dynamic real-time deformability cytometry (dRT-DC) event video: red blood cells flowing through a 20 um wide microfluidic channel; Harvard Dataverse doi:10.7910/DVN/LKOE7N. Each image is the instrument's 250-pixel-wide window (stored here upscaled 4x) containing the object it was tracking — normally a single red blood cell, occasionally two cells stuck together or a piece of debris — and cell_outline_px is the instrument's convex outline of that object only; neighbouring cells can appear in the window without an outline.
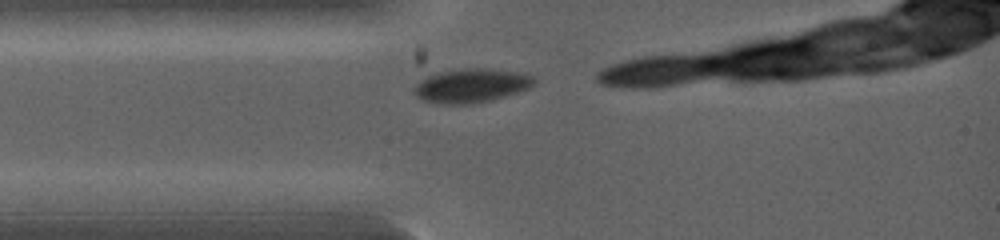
{"species": "common noctule bat (a hibernating species)", "species_latin": "Nyctalus noctula", "temperature_condition": "warm", "stored_images_in_passage": 4, "camera_frame_rate_fps": 5000, "um_per_image_px": 0.085, "animal": {"sex": "female", "body_mass_g": 19.0, "forearm_length_mm": 53.3}, "frame": {"image": 1, "passage_image": 1, "time_ms": 0.0, "image_size_px": [1000, 240], "cell_outline_px": [[536, 84], [528, 88], [492, 100], [472, 104], [436, 104], [424, 100], [416, 96], [412, 88], [428, 72], [468, 68], [480, 68], [516, 72], [532, 76], [536, 80]], "centroid_in_image_um": [39.97, 7.27], "position_along_channel_um": 45.0, "area_um2": 23.99}}